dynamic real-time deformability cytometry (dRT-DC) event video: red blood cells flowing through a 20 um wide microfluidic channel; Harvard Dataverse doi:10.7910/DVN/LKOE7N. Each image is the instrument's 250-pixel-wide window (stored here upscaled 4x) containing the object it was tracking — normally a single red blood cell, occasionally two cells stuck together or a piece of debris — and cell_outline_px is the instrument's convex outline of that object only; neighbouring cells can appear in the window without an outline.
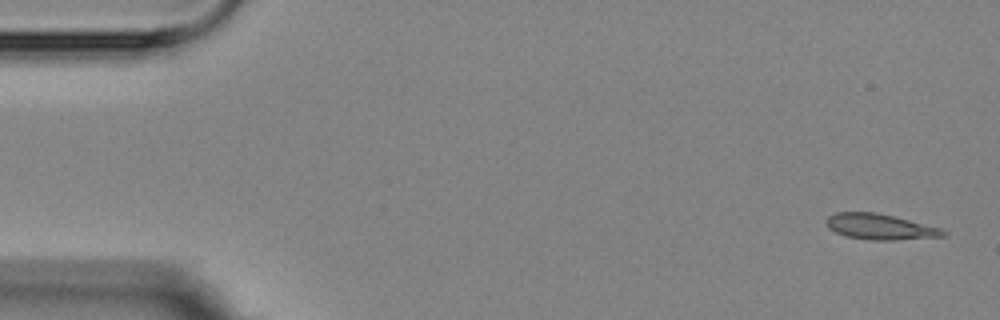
{"species": "Egyptian fruit bat (a non-hibernating species)", "species_latin": "Rousettus aegyptiacus", "temperature_condition": "room temperature", "stored_images_in_passage": 5, "camera_frame_rate_fps": 3000, "um_per_image_px": 0.085, "animal": {"sex": "female"}, "frame": {"image": 1, "passage_image": 1, "time_ms": 0.0, "image_size_px": [1000, 320], "cell_outline_px": [[948, 236], [896, 240], [872, 240], [848, 236], [836, 232], [828, 228], [824, 220], [828, 216], [836, 212], [876, 212], [940, 228], [948, 232]], "centroid_in_image_um": [74.8, 19.27], "position_along_channel_um": 10.2, "area_um2": 17.4}}
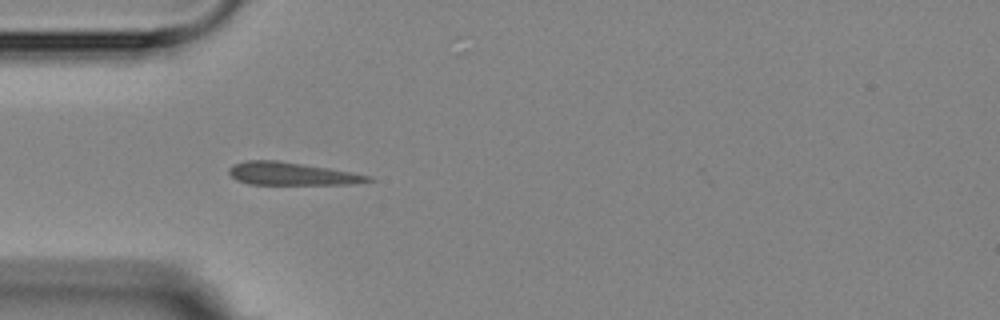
{"frame": {"image": 2, "passage_image": 5, "time_ms": 4.667, "image_size_px": [1000, 320], "cell_outline_px": [[372, 180], [348, 184], [248, 184], [236, 180], [228, 172], [228, 168], [236, 164], [248, 160], [276, 160], [304, 164], [328, 168], [372, 176]], "centroid_in_image_um": [24.74, 14.77], "position_along_channel_um": 60.3, "area_um2": 18.21}}